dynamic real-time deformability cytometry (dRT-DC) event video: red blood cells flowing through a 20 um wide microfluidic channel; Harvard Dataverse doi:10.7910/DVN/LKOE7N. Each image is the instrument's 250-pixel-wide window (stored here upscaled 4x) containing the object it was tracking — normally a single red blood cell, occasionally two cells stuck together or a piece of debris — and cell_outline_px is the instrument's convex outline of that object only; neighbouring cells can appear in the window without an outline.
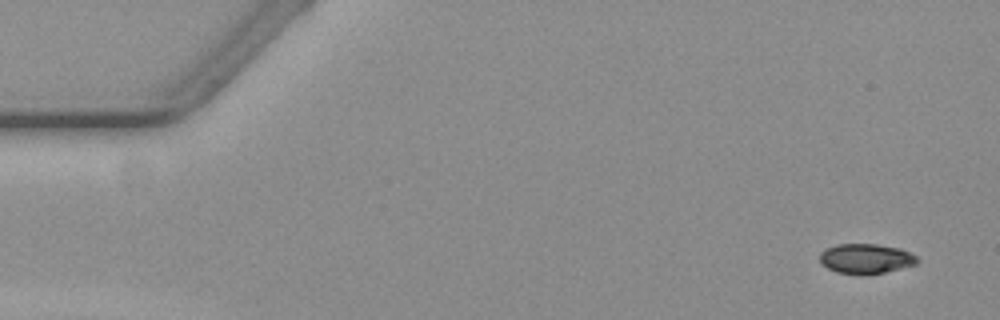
{"species": "common noctule bat (a hibernating species)", "species_latin": "Nyctalus noctula", "temperature_condition": "warm", "stored_images_in_passage": 55, "camera_frame_rate_fps": 3000, "um_per_image_px": 0.085, "animal": {"sex": "female", "body_mass_g": 19.3, "forearm_length_mm": 54.1}, "frame": {"image": 1, "passage_image": 1, "time_ms": 0.0, "image_size_px": [1000, 320], "cell_outline_px": [[920, 260], [916, 264], [868, 276], [860, 276], [836, 272], [820, 264], [820, 252], [836, 244], [876, 244], [900, 248], [916, 256]], "centroid_in_image_um": [73.58, 22.01], "position_along_channel_um": 11.4, "area_um2": 17.22}}
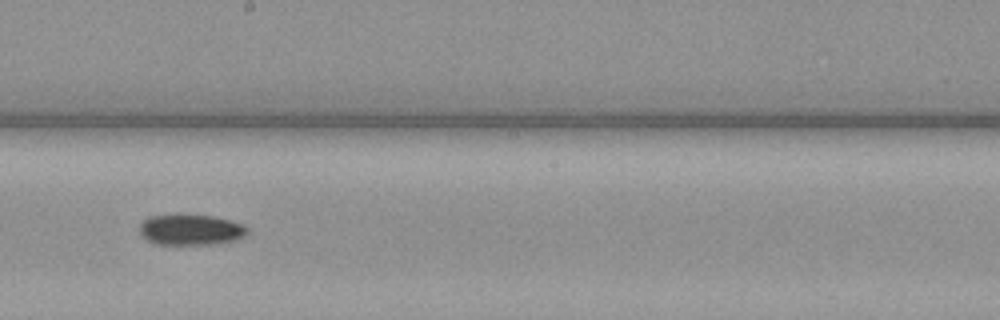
{"frame": {"image": 2, "passage_image": 30, "time_ms": 9.667, "image_size_px": [1000, 320], "cell_outline_px": [[248, 232], [244, 236], [236, 240], [216, 244], [156, 244], [140, 236], [140, 224], [148, 216], [180, 212], [212, 216], [228, 220], [240, 224]], "centroid_in_image_um": [16.13, 19.49], "position_along_channel_um": 232.1, "area_um2": 19.71}}
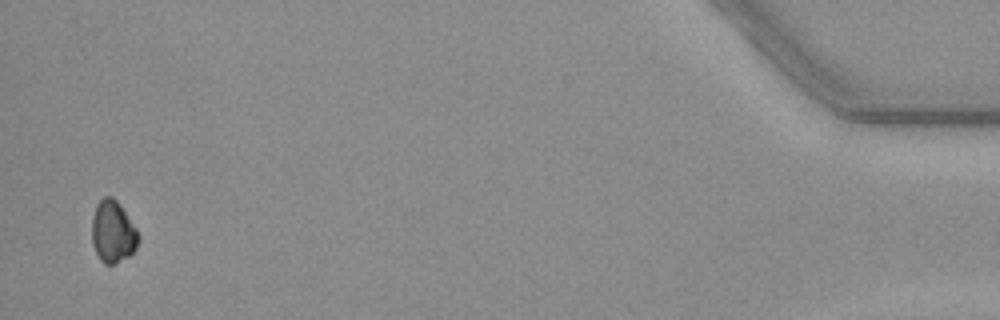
{"frame": {"image": 3, "passage_image": 54, "time_ms": 17.667, "image_size_px": [1000, 320], "cell_outline_px": [[140, 240], [136, 248], [128, 256], [112, 264], [104, 264], [100, 260], [92, 244], [92, 216], [96, 204], [104, 196], [112, 196], [116, 200], [136, 228], [140, 236]], "centroid_in_image_um": [9.58, 19.69], "position_along_channel_um": 425.6, "area_um2": 16.76}, "authors_computed_cell_mechanics": {"area_um2": 18.3804, "velocity_mm_per_s": 3.5805, "shape_relaxation_time_tau1_ms": null, "shape_relaxation_time_tau2_ms": 4.2037, "deformation_change_tau1": null, "deformation_change_tau2": 0.0486}}